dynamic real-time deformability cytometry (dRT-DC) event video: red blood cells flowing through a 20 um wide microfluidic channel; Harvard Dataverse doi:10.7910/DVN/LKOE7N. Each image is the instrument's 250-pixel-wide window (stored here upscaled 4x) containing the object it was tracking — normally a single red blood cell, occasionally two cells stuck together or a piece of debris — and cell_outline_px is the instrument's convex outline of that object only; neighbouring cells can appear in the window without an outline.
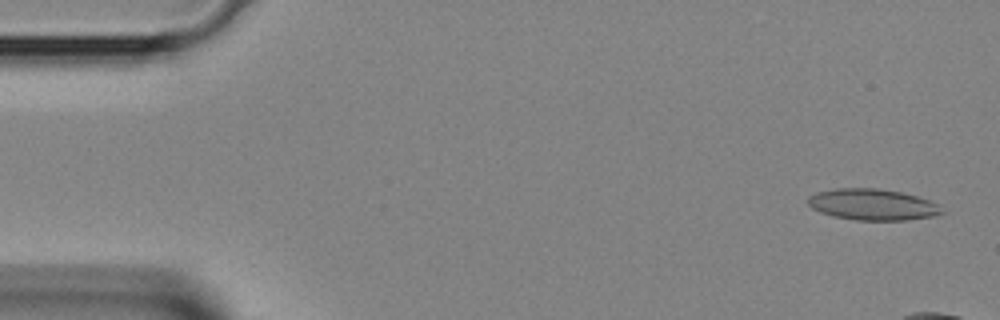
{"species": "Egyptian fruit bat (a non-hibernating species)", "species_latin": "Rousettus aegyptiacus", "temperature_condition": "room temperature", "stored_images_in_passage": 8, "camera_frame_rate_fps": 3000, "um_per_image_px": 0.085, "animal": {"sex": "female"}, "frame": {"image": 1, "passage_image": 2, "time_ms": 0.333, "image_size_px": [1000, 320], "cell_outline_px": [[948, 212], [936, 216], [908, 220], [856, 220], [832, 216], [820, 212], [812, 208], [808, 204], [808, 196], [816, 192], [836, 188], [880, 188], [900, 192], [916, 196], [928, 200], [936, 204]], "centroid_in_image_um": [74.18, 17.39], "position_along_channel_um": 10.8, "area_um2": 24.57}}